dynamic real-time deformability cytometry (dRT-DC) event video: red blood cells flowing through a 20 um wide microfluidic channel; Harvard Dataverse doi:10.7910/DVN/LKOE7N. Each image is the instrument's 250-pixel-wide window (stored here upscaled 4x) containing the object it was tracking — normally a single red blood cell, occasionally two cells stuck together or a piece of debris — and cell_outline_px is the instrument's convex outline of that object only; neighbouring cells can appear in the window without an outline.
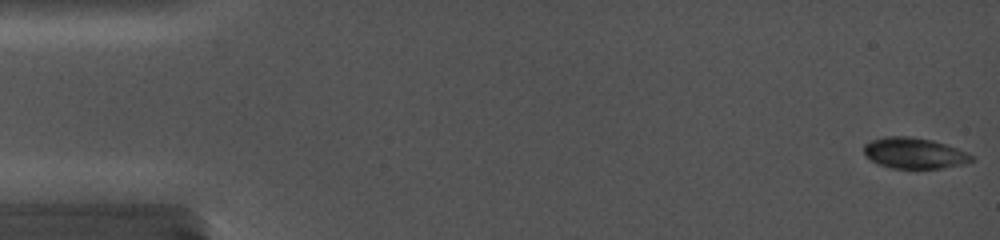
{"species": "common noctule bat (a hibernating species)", "species_latin": "Nyctalus noctula", "temperature_condition": "cold", "stored_images_in_passage": 83, "camera_frame_rate_fps": 5000, "um_per_image_px": 0.085, "animal": {"sex": "female", "body_mass_g": 19.0, "forearm_length_mm": 56.7}, "frame": {"image": 1, "passage_image": 1, "time_ms": 0.0, "image_size_px": [1000, 240], "cell_outline_px": [[972, 160], [964, 164], [944, 168], [892, 168], [880, 164], [872, 160], [864, 152], [864, 144], [872, 140], [884, 136], [912, 136], [932, 140], [968, 152], [972, 156]], "centroid_in_image_um": [77.72, 13.01], "position_along_channel_um": 7.3, "area_um2": 19.19}}
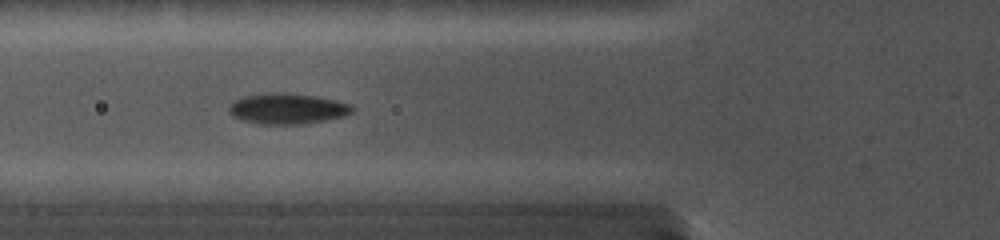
{"frame": {"image": 2, "passage_image": 32, "time_ms": 6.2, "image_size_px": [1000, 240], "cell_outline_px": [[356, 108], [352, 112], [344, 116], [304, 124], [260, 124], [244, 120], [232, 116], [228, 112], [228, 108], [236, 100], [248, 96], [312, 96], [332, 100], [348, 104]], "centroid_in_image_um": [24.46, 9.31], "position_along_channel_um": 101.3, "area_um2": 20.52}}
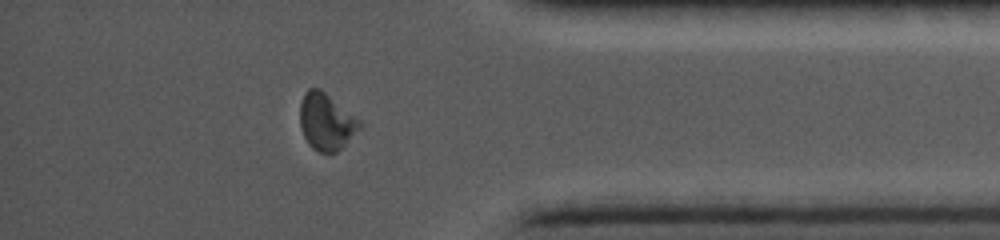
{"frame": {"image": 3, "passage_image": 73, "time_ms": 14.4, "image_size_px": [1000, 240], "cell_outline_px": [[364, 124], [336, 152], [320, 152], [312, 148], [308, 144], [300, 128], [300, 104], [308, 88], [320, 88], [360, 120]], "centroid_in_image_um": [27.72, 10.34], "position_along_channel_um": 407.5, "area_um2": 19.48}}